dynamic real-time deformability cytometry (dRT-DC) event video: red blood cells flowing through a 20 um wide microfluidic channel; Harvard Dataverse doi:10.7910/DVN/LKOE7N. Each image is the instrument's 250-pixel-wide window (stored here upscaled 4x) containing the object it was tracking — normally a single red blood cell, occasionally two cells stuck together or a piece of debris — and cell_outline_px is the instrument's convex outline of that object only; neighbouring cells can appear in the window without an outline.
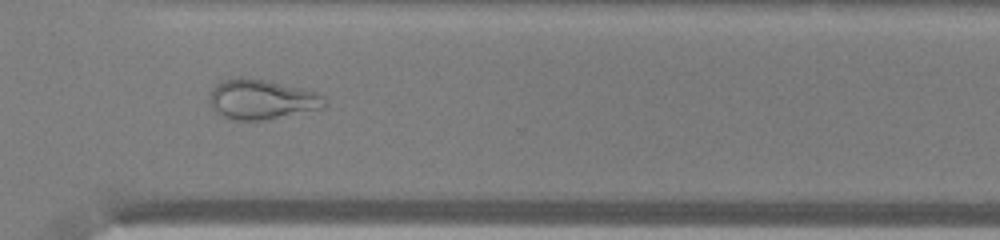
{"species": "common noctule bat (a hibernating species)", "species_latin": "Nyctalus noctula", "temperature_condition": "warm", "stored_images_in_passage": 50, "camera_frame_rate_fps": 3000, "um_per_image_px": 0.085, "animal": {"sex": "male", "body_mass_g": 13.0, "forearm_length_mm": 53.1}, "frame": {"image": 1, "passage_image": 36, "time_ms": 11.667, "image_size_px": [1000, 240], "cell_outline_px": [[328, 104], [324, 108], [260, 120], [232, 120], [220, 116], [208, 104], [208, 92], [220, 80], [228, 76], [252, 76], [316, 92], [324, 96], [328, 100]], "centroid_in_image_um": [22.16, 8.41], "position_along_channel_um": 348.4, "area_um2": 27.57}}
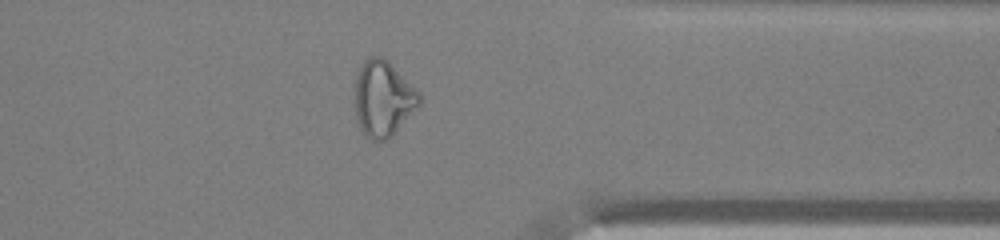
{"frame": {"image": 2, "passage_image": 39, "time_ms": 12.667, "image_size_px": [1000, 240], "cell_outline_px": [[420, 104], [392, 136], [388, 140], [372, 140], [364, 136], [356, 120], [356, 76], [364, 60], [372, 56], [380, 56], [388, 60], [420, 92]], "centroid_in_image_um": [32.57, 8.39], "position_along_channel_um": 378.8, "area_um2": 28.38}}
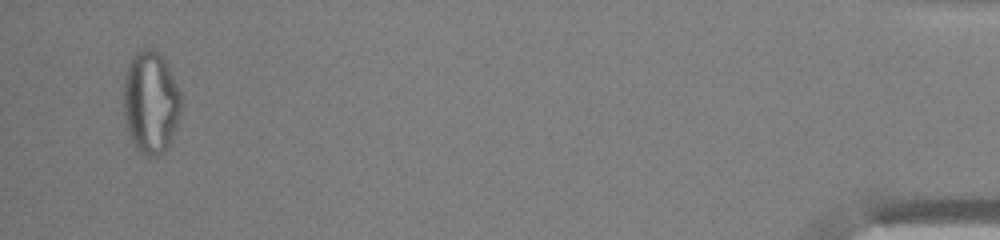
{"frame": {"image": 3, "passage_image": 48, "time_ms": 15.667, "image_size_px": [1000, 240], "cell_outline_px": [[180, 112], [168, 148], [164, 152], [156, 156], [144, 156], [136, 148], [132, 140], [124, 116], [124, 76], [128, 64], [132, 56], [136, 52], [144, 48], [152, 48], [164, 60], [180, 92]], "centroid_in_image_um": [12.79, 8.71], "position_along_channel_um": 422.4, "area_um2": 33.93}}